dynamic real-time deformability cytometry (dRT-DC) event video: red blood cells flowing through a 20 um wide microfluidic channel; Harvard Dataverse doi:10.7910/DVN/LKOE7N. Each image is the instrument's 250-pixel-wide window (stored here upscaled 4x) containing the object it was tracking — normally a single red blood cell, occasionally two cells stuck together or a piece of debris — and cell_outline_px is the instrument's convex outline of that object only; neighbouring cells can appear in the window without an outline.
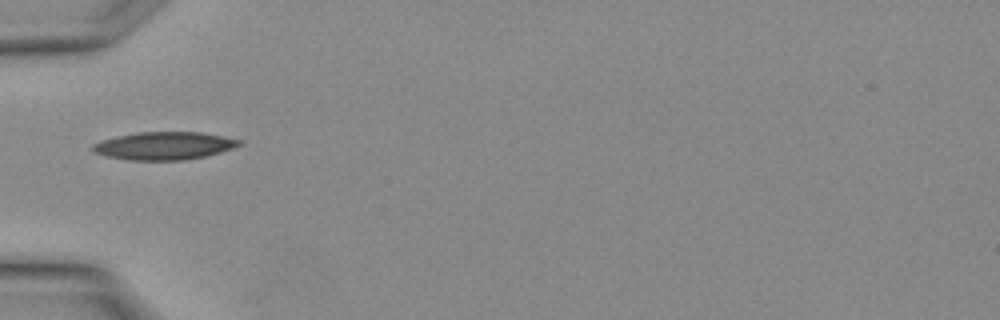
{"species": "Egyptian fruit bat (a non-hibernating species)", "species_latin": "Rousettus aegyptiacus", "temperature_condition": "warm", "stored_images_in_passage": 6, "camera_frame_rate_fps": 3000, "um_per_image_px": 0.085, "animal": {"sex": "female"}, "frame": {"image": 1, "passage_image": 1, "time_ms": 0.0, "image_size_px": [1000, 320], "cell_outline_px": [[244, 144], [220, 152], [204, 156], [184, 160], [128, 160], [108, 156], [96, 152], [92, 148], [92, 144], [100, 140], [140, 132], [200, 132], [240, 140]], "centroid_in_image_um": [13.96, 12.39], "position_along_channel_um": 71.0, "area_um2": 23.41}}
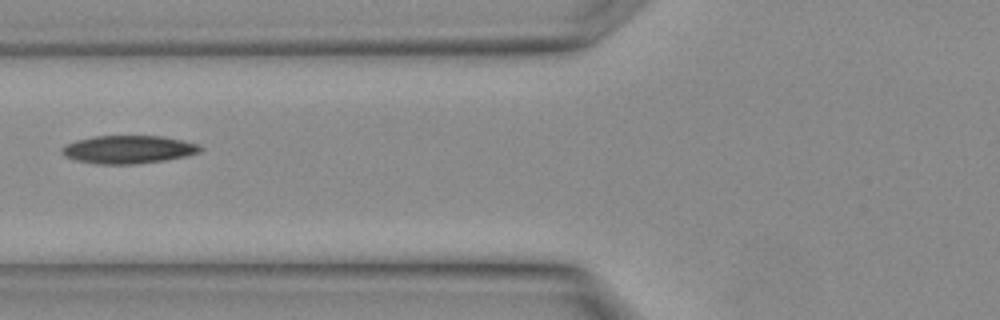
{"frame": {"image": 2, "passage_image": 3, "time_ms": 0.667, "image_size_px": [1000, 320], "cell_outline_px": [[204, 148], [200, 152], [188, 156], [164, 160], [132, 164], [96, 164], [76, 160], [64, 156], [60, 152], [60, 148], [76, 140], [96, 136], [160, 136], [184, 140], [200, 144]], "centroid_in_image_um": [10.94, 12.7], "position_along_channel_um": 114.9, "area_um2": 22.72}}
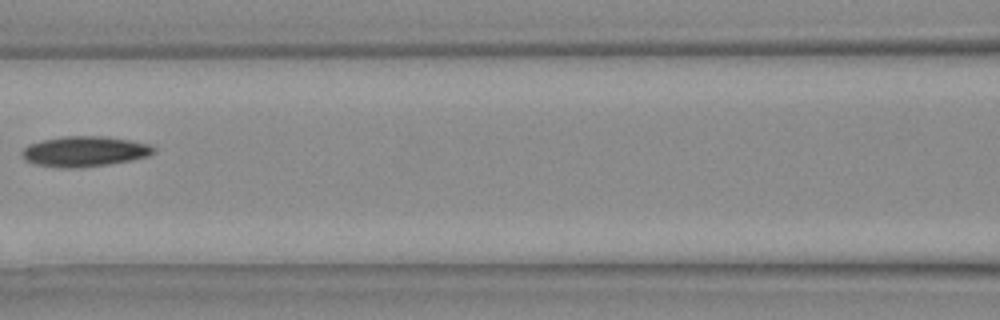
{"frame": {"image": 3, "passage_image": 5, "time_ms": 1.333, "image_size_px": [1000, 320], "cell_outline_px": [[152, 152], [148, 156], [132, 160], [84, 168], [60, 168], [36, 164], [24, 160], [20, 156], [20, 152], [28, 144], [44, 140], [64, 136], [96, 136], [128, 140], [148, 144], [152, 148]], "centroid_in_image_um": [7.1, 12.89], "position_along_channel_um": 159.5, "area_um2": 23.12}}